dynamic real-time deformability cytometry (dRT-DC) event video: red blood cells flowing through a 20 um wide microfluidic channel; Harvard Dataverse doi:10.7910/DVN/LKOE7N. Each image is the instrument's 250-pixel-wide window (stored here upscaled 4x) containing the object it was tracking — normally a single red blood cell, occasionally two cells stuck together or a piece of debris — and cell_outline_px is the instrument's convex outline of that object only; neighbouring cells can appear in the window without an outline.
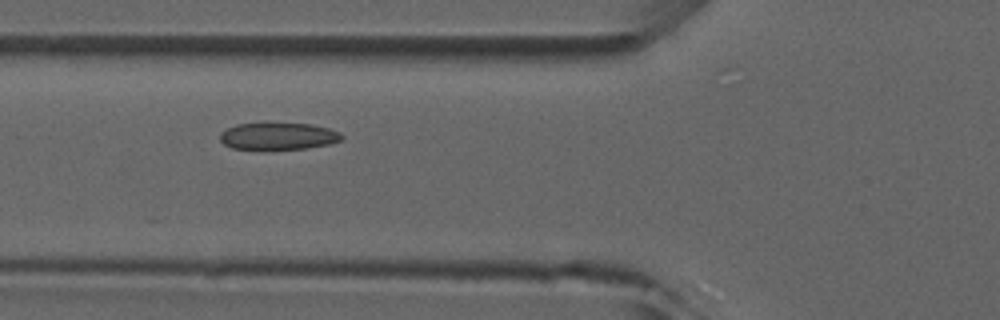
{"species": "common noctule bat (a hibernating species)", "species_latin": "Nyctalus noctula", "temperature_condition": "room temperature", "stored_images_in_passage": 7, "camera_frame_rate_fps": 3000, "um_per_image_px": 0.085, "animal": {"sex": "male", "forearm_length_mm": 52.5}, "frame": {"image": 1, "passage_image": 5, "time_ms": 4.667, "image_size_px": [1000, 320], "cell_outline_px": [[344, 136], [340, 140], [328, 144], [308, 148], [232, 148], [224, 144], [220, 140], [220, 132], [236, 124], [312, 124], [328, 128], [340, 132]], "centroid_in_image_um": [23.66, 11.56], "position_along_channel_um": 102.1, "area_um2": 18.61}}
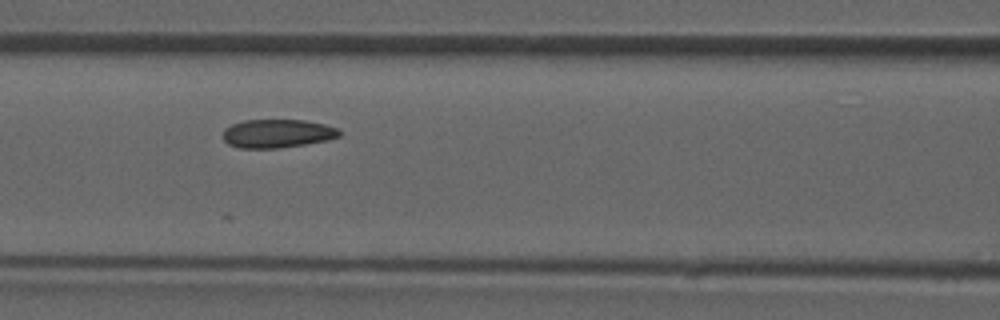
{"frame": {"image": 2, "passage_image": 6, "time_ms": 5.667, "image_size_px": [1000, 320], "cell_outline_px": [[340, 136], [324, 140], [304, 144], [280, 148], [240, 148], [228, 144], [224, 140], [224, 128], [232, 124], [244, 120], [304, 120], [324, 124], [336, 128], [340, 132]], "centroid_in_image_um": [23.53, 11.34], "position_along_channel_um": 143.1, "area_um2": 19.13}}